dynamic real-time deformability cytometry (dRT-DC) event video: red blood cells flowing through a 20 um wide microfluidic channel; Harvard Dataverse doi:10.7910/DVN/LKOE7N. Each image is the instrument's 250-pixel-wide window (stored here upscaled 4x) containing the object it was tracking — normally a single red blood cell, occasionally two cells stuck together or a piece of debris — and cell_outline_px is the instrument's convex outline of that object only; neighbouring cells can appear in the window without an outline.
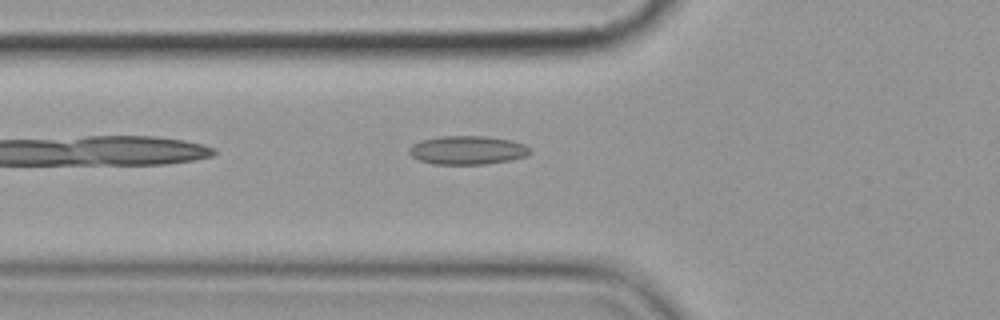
{"species": "common noctule bat (a hibernating species)", "species_latin": "Nyctalus noctula", "temperature_condition": "cold", "stored_images_in_passage": 4, "camera_frame_rate_fps": 3000, "um_per_image_px": 0.085, "animal": {"sex": "female", "body_mass_g": 19.9}, "frame": {"image": 1, "passage_image": 4, "time_ms": 4.667, "image_size_px": [1000, 320], "cell_outline_px": [[532, 152], [524, 156], [512, 160], [484, 164], [436, 164], [420, 160], [412, 156], [408, 152], [408, 148], [412, 144], [420, 140], [440, 136], [488, 136], [512, 140], [524, 144]], "centroid_in_image_um": [39.72, 12.75], "position_along_channel_um": 86.1, "area_um2": 20.23}}